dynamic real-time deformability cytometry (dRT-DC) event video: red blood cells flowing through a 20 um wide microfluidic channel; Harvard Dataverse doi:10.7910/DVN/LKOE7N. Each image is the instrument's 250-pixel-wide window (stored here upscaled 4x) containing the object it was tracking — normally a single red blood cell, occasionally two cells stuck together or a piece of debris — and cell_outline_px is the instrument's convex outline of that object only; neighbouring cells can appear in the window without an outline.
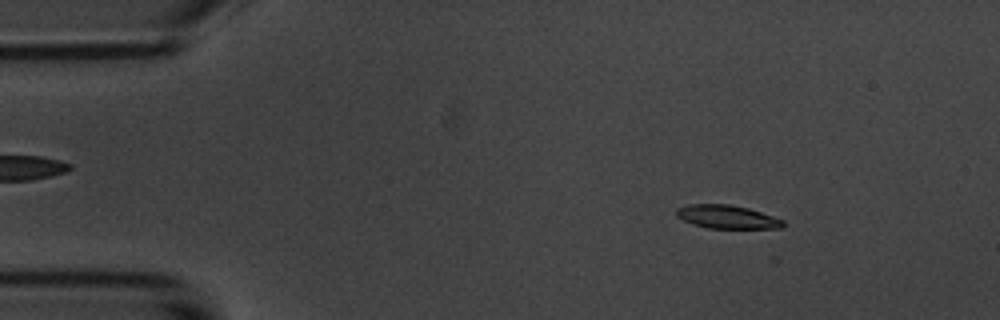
{"species": "common noctule bat (a hibernating species)", "species_latin": "Nyctalus noctula", "temperature_condition": "room temperature", "stored_images_in_passage": 4, "camera_frame_rate_fps": 3000, "um_per_image_px": 0.085, "animal": {"sex": "male", "body_mass_g": 20.1, "forearm_length_mm": 53.5}, "frame": {"image": 1, "passage_image": 2, "time_ms": 1.0, "image_size_px": [1000, 320], "cell_outline_px": [[784, 228], [708, 228], [692, 224], [676, 216], [676, 208], [688, 204], [728, 204], [748, 208], [784, 220]], "centroid_in_image_um": [61.78, 18.43], "position_along_channel_um": 23.2, "area_um2": 14.51}}